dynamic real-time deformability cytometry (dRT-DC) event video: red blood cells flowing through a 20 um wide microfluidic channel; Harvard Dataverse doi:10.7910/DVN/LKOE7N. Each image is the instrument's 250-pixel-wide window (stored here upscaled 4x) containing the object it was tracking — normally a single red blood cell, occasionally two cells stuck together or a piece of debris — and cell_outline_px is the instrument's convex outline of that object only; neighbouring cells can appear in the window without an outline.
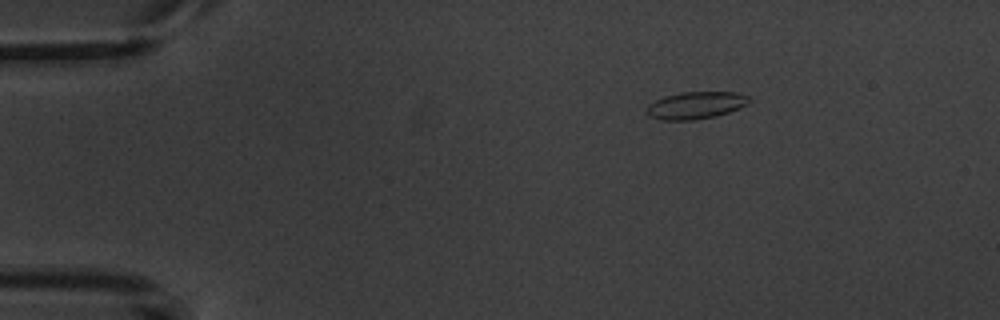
{"species": "common noctule bat (a hibernating species)", "species_latin": "Nyctalus noctula", "temperature_condition": "warm", "stored_images_in_passage": 4, "camera_frame_rate_fps": 3000, "um_per_image_px": 0.085, "animal": {"sex": "male", "body_mass_g": 20.1, "forearm_length_mm": 53.5}, "frame": {"image": 1, "passage_image": 1, "time_ms": 0.0, "image_size_px": [1000, 320], "cell_outline_px": [[752, 100], [748, 104], [740, 108], [716, 116], [692, 120], [660, 120], [648, 116], [644, 112], [644, 108], [648, 104], [664, 96], [680, 92], [736, 92], [748, 96]], "centroid_in_image_um": [59.1, 8.95], "position_along_channel_um": 25.9, "area_um2": 16.53}}
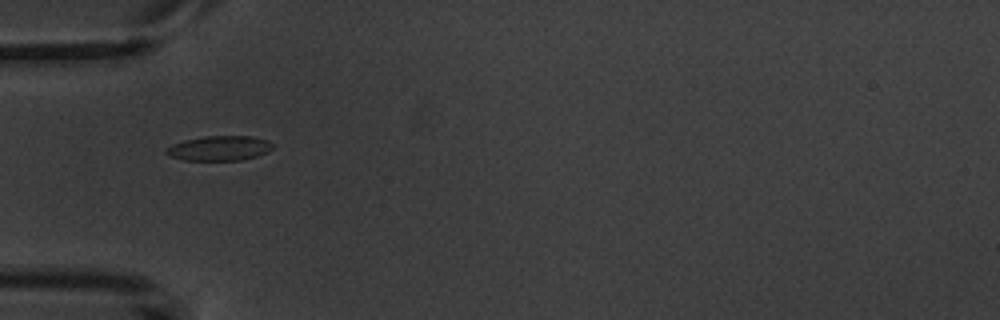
{"frame": {"image": 2, "passage_image": 3, "time_ms": 3.0, "image_size_px": [1000, 320], "cell_outline_px": [[276, 144], [268, 152], [256, 156], [240, 160], [184, 160], [168, 156], [164, 152], [172, 144], [184, 140], [204, 136], [252, 136], [268, 140]], "centroid_in_image_um": [18.66, 12.59], "position_along_channel_um": 66.3, "area_um2": 15.49}}